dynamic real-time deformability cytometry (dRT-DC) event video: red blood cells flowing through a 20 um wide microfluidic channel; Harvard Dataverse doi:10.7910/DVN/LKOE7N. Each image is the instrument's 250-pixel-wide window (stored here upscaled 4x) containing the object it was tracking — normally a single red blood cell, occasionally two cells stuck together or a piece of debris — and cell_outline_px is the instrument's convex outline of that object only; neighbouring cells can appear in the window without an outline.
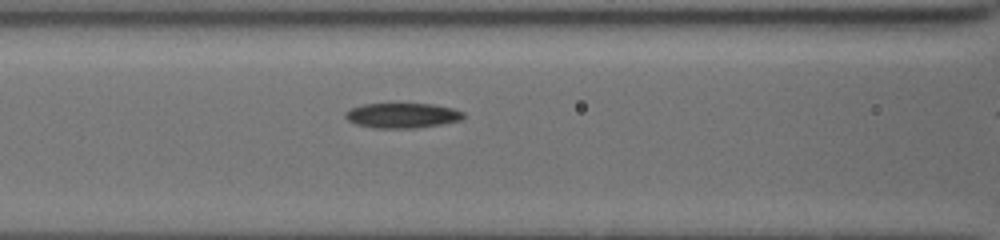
{"species": "common noctule bat (a hibernating species)", "species_latin": "Nyctalus noctula", "temperature_condition": "cold", "stored_images_in_passage": 11, "camera_frame_rate_fps": 3000, "um_per_image_px": 0.085, "animal": {"sex": "female", "body_mass_g": 19.5, "forearm_length_mm": 54.1}, "frame": {"image": 1, "passage_image": 3, "time_ms": 0.667, "image_size_px": [1000, 240], "cell_outline_px": [[464, 116], [460, 120], [440, 124], [416, 128], [372, 128], [356, 124], [348, 120], [344, 116], [344, 112], [348, 108], [364, 104], [432, 104], [452, 108], [464, 112]], "centroid_in_image_um": [34.14, 9.81], "position_along_channel_um": 132.5, "area_um2": 17.22}}
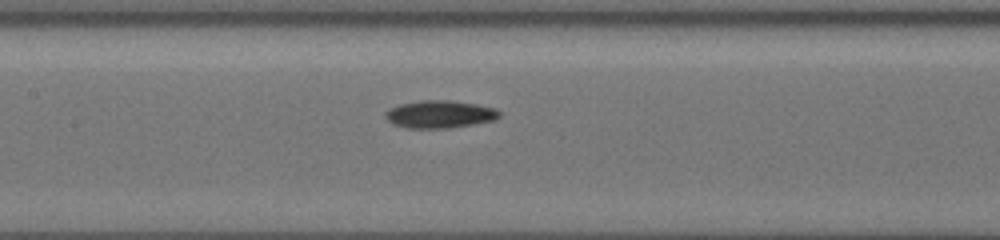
{"frame": {"image": 2, "passage_image": 6, "time_ms": 1.667, "image_size_px": [1000, 240], "cell_outline_px": [[500, 116], [496, 120], [448, 128], [408, 128], [392, 124], [384, 116], [384, 112], [388, 108], [400, 104], [420, 100], [448, 100], [476, 104], [496, 108], [500, 112]], "centroid_in_image_um": [37.35, 9.71], "position_along_channel_um": 170.0, "area_um2": 18.44}}
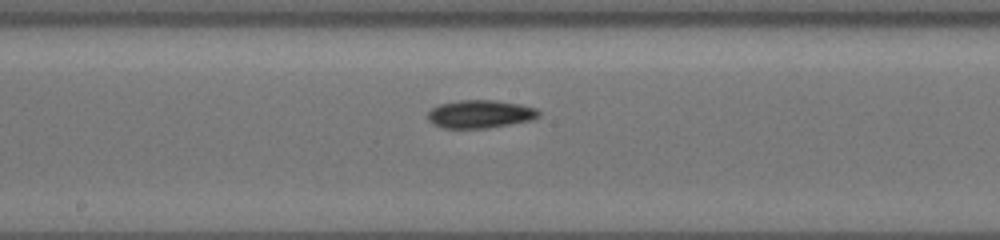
{"frame": {"image": 3, "passage_image": 9, "time_ms": 2.667, "image_size_px": [1000, 240], "cell_outline_px": [[540, 116], [528, 120], [508, 124], [484, 128], [444, 128], [432, 124], [428, 120], [428, 112], [432, 108], [440, 104], [460, 100], [496, 100], [520, 104], [536, 108], [540, 112]], "centroid_in_image_um": [40.78, 9.68], "position_along_channel_um": 207.4, "area_um2": 17.98}}